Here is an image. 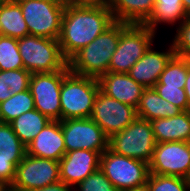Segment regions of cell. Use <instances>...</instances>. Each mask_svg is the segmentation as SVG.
<instances>
[{
    "mask_svg": "<svg viewBox=\"0 0 190 191\" xmlns=\"http://www.w3.org/2000/svg\"><path fill=\"white\" fill-rule=\"evenodd\" d=\"M114 22L115 19L109 7H66L62 16L61 32L58 39L63 56L69 60Z\"/></svg>",
    "mask_w": 190,
    "mask_h": 191,
    "instance_id": "cell-1",
    "label": "cell"
},
{
    "mask_svg": "<svg viewBox=\"0 0 190 191\" xmlns=\"http://www.w3.org/2000/svg\"><path fill=\"white\" fill-rule=\"evenodd\" d=\"M126 25L127 23L115 21L68 60L69 70L78 75L97 79L108 72L112 55L118 46L120 33Z\"/></svg>",
    "mask_w": 190,
    "mask_h": 191,
    "instance_id": "cell-2",
    "label": "cell"
},
{
    "mask_svg": "<svg viewBox=\"0 0 190 191\" xmlns=\"http://www.w3.org/2000/svg\"><path fill=\"white\" fill-rule=\"evenodd\" d=\"M100 87L97 78L64 70L60 92L61 120L90 118Z\"/></svg>",
    "mask_w": 190,
    "mask_h": 191,
    "instance_id": "cell-3",
    "label": "cell"
},
{
    "mask_svg": "<svg viewBox=\"0 0 190 191\" xmlns=\"http://www.w3.org/2000/svg\"><path fill=\"white\" fill-rule=\"evenodd\" d=\"M17 43L24 69L31 74L51 73L69 68L58 40L29 34L17 39Z\"/></svg>",
    "mask_w": 190,
    "mask_h": 191,
    "instance_id": "cell-4",
    "label": "cell"
},
{
    "mask_svg": "<svg viewBox=\"0 0 190 191\" xmlns=\"http://www.w3.org/2000/svg\"><path fill=\"white\" fill-rule=\"evenodd\" d=\"M158 36L144 24H127L120 33L117 49L112 55L108 72L129 73Z\"/></svg>",
    "mask_w": 190,
    "mask_h": 191,
    "instance_id": "cell-5",
    "label": "cell"
},
{
    "mask_svg": "<svg viewBox=\"0 0 190 191\" xmlns=\"http://www.w3.org/2000/svg\"><path fill=\"white\" fill-rule=\"evenodd\" d=\"M156 140L150 121L137 117L122 131L109 137L108 148L120 155L150 163Z\"/></svg>",
    "mask_w": 190,
    "mask_h": 191,
    "instance_id": "cell-6",
    "label": "cell"
},
{
    "mask_svg": "<svg viewBox=\"0 0 190 191\" xmlns=\"http://www.w3.org/2000/svg\"><path fill=\"white\" fill-rule=\"evenodd\" d=\"M100 169L119 191L145 186L149 164L105 150L100 157Z\"/></svg>",
    "mask_w": 190,
    "mask_h": 191,
    "instance_id": "cell-7",
    "label": "cell"
},
{
    "mask_svg": "<svg viewBox=\"0 0 190 191\" xmlns=\"http://www.w3.org/2000/svg\"><path fill=\"white\" fill-rule=\"evenodd\" d=\"M22 9L23 18L29 34L59 39L64 7L58 3L43 0L17 1Z\"/></svg>",
    "mask_w": 190,
    "mask_h": 191,
    "instance_id": "cell-8",
    "label": "cell"
},
{
    "mask_svg": "<svg viewBox=\"0 0 190 191\" xmlns=\"http://www.w3.org/2000/svg\"><path fill=\"white\" fill-rule=\"evenodd\" d=\"M60 181L59 161L26 154L16 167L11 188L32 191Z\"/></svg>",
    "mask_w": 190,
    "mask_h": 191,
    "instance_id": "cell-9",
    "label": "cell"
},
{
    "mask_svg": "<svg viewBox=\"0 0 190 191\" xmlns=\"http://www.w3.org/2000/svg\"><path fill=\"white\" fill-rule=\"evenodd\" d=\"M64 70L51 73H33L29 90L34 98L35 109L51 121H61L60 92Z\"/></svg>",
    "mask_w": 190,
    "mask_h": 191,
    "instance_id": "cell-10",
    "label": "cell"
},
{
    "mask_svg": "<svg viewBox=\"0 0 190 191\" xmlns=\"http://www.w3.org/2000/svg\"><path fill=\"white\" fill-rule=\"evenodd\" d=\"M66 152L85 149L104 152L108 149L109 137L91 118L61 120Z\"/></svg>",
    "mask_w": 190,
    "mask_h": 191,
    "instance_id": "cell-11",
    "label": "cell"
},
{
    "mask_svg": "<svg viewBox=\"0 0 190 191\" xmlns=\"http://www.w3.org/2000/svg\"><path fill=\"white\" fill-rule=\"evenodd\" d=\"M137 117L135 107L111 98L100 90L90 116L108 137L122 131Z\"/></svg>",
    "mask_w": 190,
    "mask_h": 191,
    "instance_id": "cell-12",
    "label": "cell"
},
{
    "mask_svg": "<svg viewBox=\"0 0 190 191\" xmlns=\"http://www.w3.org/2000/svg\"><path fill=\"white\" fill-rule=\"evenodd\" d=\"M190 171V142L156 143L149 172L186 178Z\"/></svg>",
    "mask_w": 190,
    "mask_h": 191,
    "instance_id": "cell-13",
    "label": "cell"
},
{
    "mask_svg": "<svg viewBox=\"0 0 190 191\" xmlns=\"http://www.w3.org/2000/svg\"><path fill=\"white\" fill-rule=\"evenodd\" d=\"M168 41L165 46H162L158 44L159 41L157 42L156 40L145 54L131 67L128 74L144 88L154 87L161 73L165 70L167 63L175 55L173 46L170 40Z\"/></svg>",
    "mask_w": 190,
    "mask_h": 191,
    "instance_id": "cell-14",
    "label": "cell"
},
{
    "mask_svg": "<svg viewBox=\"0 0 190 191\" xmlns=\"http://www.w3.org/2000/svg\"><path fill=\"white\" fill-rule=\"evenodd\" d=\"M103 152L77 149L66 152L59 160L60 180L72 188L90 174L100 169V157Z\"/></svg>",
    "mask_w": 190,
    "mask_h": 191,
    "instance_id": "cell-15",
    "label": "cell"
},
{
    "mask_svg": "<svg viewBox=\"0 0 190 191\" xmlns=\"http://www.w3.org/2000/svg\"><path fill=\"white\" fill-rule=\"evenodd\" d=\"M26 155V146L14 133L10 123L0 122V182L11 186L16 167Z\"/></svg>",
    "mask_w": 190,
    "mask_h": 191,
    "instance_id": "cell-16",
    "label": "cell"
},
{
    "mask_svg": "<svg viewBox=\"0 0 190 191\" xmlns=\"http://www.w3.org/2000/svg\"><path fill=\"white\" fill-rule=\"evenodd\" d=\"M100 91L122 103L138 107L143 90L128 73L106 72L98 78Z\"/></svg>",
    "mask_w": 190,
    "mask_h": 191,
    "instance_id": "cell-17",
    "label": "cell"
},
{
    "mask_svg": "<svg viewBox=\"0 0 190 191\" xmlns=\"http://www.w3.org/2000/svg\"><path fill=\"white\" fill-rule=\"evenodd\" d=\"M66 153L60 121H50L27 145L26 154L59 161Z\"/></svg>",
    "mask_w": 190,
    "mask_h": 191,
    "instance_id": "cell-18",
    "label": "cell"
},
{
    "mask_svg": "<svg viewBox=\"0 0 190 191\" xmlns=\"http://www.w3.org/2000/svg\"><path fill=\"white\" fill-rule=\"evenodd\" d=\"M156 143L190 142V111L150 121Z\"/></svg>",
    "mask_w": 190,
    "mask_h": 191,
    "instance_id": "cell-19",
    "label": "cell"
},
{
    "mask_svg": "<svg viewBox=\"0 0 190 191\" xmlns=\"http://www.w3.org/2000/svg\"><path fill=\"white\" fill-rule=\"evenodd\" d=\"M187 16L182 0H156L153 12L144 25L160 36L159 28L168 27L167 29L175 30Z\"/></svg>",
    "mask_w": 190,
    "mask_h": 191,
    "instance_id": "cell-20",
    "label": "cell"
},
{
    "mask_svg": "<svg viewBox=\"0 0 190 191\" xmlns=\"http://www.w3.org/2000/svg\"><path fill=\"white\" fill-rule=\"evenodd\" d=\"M156 0H111L110 10L115 21L144 24L153 12Z\"/></svg>",
    "mask_w": 190,
    "mask_h": 191,
    "instance_id": "cell-21",
    "label": "cell"
},
{
    "mask_svg": "<svg viewBox=\"0 0 190 191\" xmlns=\"http://www.w3.org/2000/svg\"><path fill=\"white\" fill-rule=\"evenodd\" d=\"M137 109L139 118L151 121L154 119L174 117L182 110L163 99L154 88H145Z\"/></svg>",
    "mask_w": 190,
    "mask_h": 191,
    "instance_id": "cell-22",
    "label": "cell"
},
{
    "mask_svg": "<svg viewBox=\"0 0 190 191\" xmlns=\"http://www.w3.org/2000/svg\"><path fill=\"white\" fill-rule=\"evenodd\" d=\"M0 35L11 38H22L29 35L22 9L15 0H6L0 13Z\"/></svg>",
    "mask_w": 190,
    "mask_h": 191,
    "instance_id": "cell-23",
    "label": "cell"
},
{
    "mask_svg": "<svg viewBox=\"0 0 190 191\" xmlns=\"http://www.w3.org/2000/svg\"><path fill=\"white\" fill-rule=\"evenodd\" d=\"M50 121L40 111L33 109L15 118L10 125L20 141L27 147Z\"/></svg>",
    "mask_w": 190,
    "mask_h": 191,
    "instance_id": "cell-24",
    "label": "cell"
},
{
    "mask_svg": "<svg viewBox=\"0 0 190 191\" xmlns=\"http://www.w3.org/2000/svg\"><path fill=\"white\" fill-rule=\"evenodd\" d=\"M35 109L34 98L29 89L13 93L0 103V122L10 123L21 114Z\"/></svg>",
    "mask_w": 190,
    "mask_h": 191,
    "instance_id": "cell-25",
    "label": "cell"
},
{
    "mask_svg": "<svg viewBox=\"0 0 190 191\" xmlns=\"http://www.w3.org/2000/svg\"><path fill=\"white\" fill-rule=\"evenodd\" d=\"M189 69L190 58L174 55L167 63L156 84H164L166 87L184 88Z\"/></svg>",
    "mask_w": 190,
    "mask_h": 191,
    "instance_id": "cell-26",
    "label": "cell"
},
{
    "mask_svg": "<svg viewBox=\"0 0 190 191\" xmlns=\"http://www.w3.org/2000/svg\"><path fill=\"white\" fill-rule=\"evenodd\" d=\"M23 60L21 58L16 38L0 35V70L23 69Z\"/></svg>",
    "mask_w": 190,
    "mask_h": 191,
    "instance_id": "cell-27",
    "label": "cell"
},
{
    "mask_svg": "<svg viewBox=\"0 0 190 191\" xmlns=\"http://www.w3.org/2000/svg\"><path fill=\"white\" fill-rule=\"evenodd\" d=\"M146 187L148 191H190L186 178L150 173Z\"/></svg>",
    "mask_w": 190,
    "mask_h": 191,
    "instance_id": "cell-28",
    "label": "cell"
},
{
    "mask_svg": "<svg viewBox=\"0 0 190 191\" xmlns=\"http://www.w3.org/2000/svg\"><path fill=\"white\" fill-rule=\"evenodd\" d=\"M173 31L169 39L175 55L190 58V15Z\"/></svg>",
    "mask_w": 190,
    "mask_h": 191,
    "instance_id": "cell-29",
    "label": "cell"
},
{
    "mask_svg": "<svg viewBox=\"0 0 190 191\" xmlns=\"http://www.w3.org/2000/svg\"><path fill=\"white\" fill-rule=\"evenodd\" d=\"M73 191H119L106 175L98 169L81 181Z\"/></svg>",
    "mask_w": 190,
    "mask_h": 191,
    "instance_id": "cell-30",
    "label": "cell"
},
{
    "mask_svg": "<svg viewBox=\"0 0 190 191\" xmlns=\"http://www.w3.org/2000/svg\"><path fill=\"white\" fill-rule=\"evenodd\" d=\"M153 88L163 99L171 102L182 111H188L187 96L184 88L166 87L164 84H155Z\"/></svg>",
    "mask_w": 190,
    "mask_h": 191,
    "instance_id": "cell-31",
    "label": "cell"
},
{
    "mask_svg": "<svg viewBox=\"0 0 190 191\" xmlns=\"http://www.w3.org/2000/svg\"><path fill=\"white\" fill-rule=\"evenodd\" d=\"M31 73L27 70H7V81L12 93H19L29 89Z\"/></svg>",
    "mask_w": 190,
    "mask_h": 191,
    "instance_id": "cell-32",
    "label": "cell"
},
{
    "mask_svg": "<svg viewBox=\"0 0 190 191\" xmlns=\"http://www.w3.org/2000/svg\"><path fill=\"white\" fill-rule=\"evenodd\" d=\"M13 93L9 88L7 81V70L0 71V103L11 97Z\"/></svg>",
    "mask_w": 190,
    "mask_h": 191,
    "instance_id": "cell-33",
    "label": "cell"
},
{
    "mask_svg": "<svg viewBox=\"0 0 190 191\" xmlns=\"http://www.w3.org/2000/svg\"><path fill=\"white\" fill-rule=\"evenodd\" d=\"M32 191H73V188L60 180L56 183Z\"/></svg>",
    "mask_w": 190,
    "mask_h": 191,
    "instance_id": "cell-34",
    "label": "cell"
},
{
    "mask_svg": "<svg viewBox=\"0 0 190 191\" xmlns=\"http://www.w3.org/2000/svg\"><path fill=\"white\" fill-rule=\"evenodd\" d=\"M111 0H82V6L110 7Z\"/></svg>",
    "mask_w": 190,
    "mask_h": 191,
    "instance_id": "cell-35",
    "label": "cell"
},
{
    "mask_svg": "<svg viewBox=\"0 0 190 191\" xmlns=\"http://www.w3.org/2000/svg\"><path fill=\"white\" fill-rule=\"evenodd\" d=\"M58 4L64 8L72 6H82V0H58Z\"/></svg>",
    "mask_w": 190,
    "mask_h": 191,
    "instance_id": "cell-36",
    "label": "cell"
},
{
    "mask_svg": "<svg viewBox=\"0 0 190 191\" xmlns=\"http://www.w3.org/2000/svg\"><path fill=\"white\" fill-rule=\"evenodd\" d=\"M184 90H185V93L187 96L188 111H190V69L188 70V73H187L186 84H185Z\"/></svg>",
    "mask_w": 190,
    "mask_h": 191,
    "instance_id": "cell-37",
    "label": "cell"
},
{
    "mask_svg": "<svg viewBox=\"0 0 190 191\" xmlns=\"http://www.w3.org/2000/svg\"><path fill=\"white\" fill-rule=\"evenodd\" d=\"M182 6L187 15H190V0H182Z\"/></svg>",
    "mask_w": 190,
    "mask_h": 191,
    "instance_id": "cell-38",
    "label": "cell"
},
{
    "mask_svg": "<svg viewBox=\"0 0 190 191\" xmlns=\"http://www.w3.org/2000/svg\"><path fill=\"white\" fill-rule=\"evenodd\" d=\"M126 191H148V188L145 186L139 187V188H134L131 190H126Z\"/></svg>",
    "mask_w": 190,
    "mask_h": 191,
    "instance_id": "cell-39",
    "label": "cell"
},
{
    "mask_svg": "<svg viewBox=\"0 0 190 191\" xmlns=\"http://www.w3.org/2000/svg\"><path fill=\"white\" fill-rule=\"evenodd\" d=\"M2 191H18V190H15L11 188L10 186H6Z\"/></svg>",
    "mask_w": 190,
    "mask_h": 191,
    "instance_id": "cell-40",
    "label": "cell"
},
{
    "mask_svg": "<svg viewBox=\"0 0 190 191\" xmlns=\"http://www.w3.org/2000/svg\"><path fill=\"white\" fill-rule=\"evenodd\" d=\"M15 1H21V0H15ZM43 1L52 2V3H58V0H43Z\"/></svg>",
    "mask_w": 190,
    "mask_h": 191,
    "instance_id": "cell-41",
    "label": "cell"
},
{
    "mask_svg": "<svg viewBox=\"0 0 190 191\" xmlns=\"http://www.w3.org/2000/svg\"><path fill=\"white\" fill-rule=\"evenodd\" d=\"M186 181H187L188 185L190 186V171H189L188 176L186 177Z\"/></svg>",
    "mask_w": 190,
    "mask_h": 191,
    "instance_id": "cell-42",
    "label": "cell"
},
{
    "mask_svg": "<svg viewBox=\"0 0 190 191\" xmlns=\"http://www.w3.org/2000/svg\"><path fill=\"white\" fill-rule=\"evenodd\" d=\"M6 186L3 183H0V191H2Z\"/></svg>",
    "mask_w": 190,
    "mask_h": 191,
    "instance_id": "cell-43",
    "label": "cell"
},
{
    "mask_svg": "<svg viewBox=\"0 0 190 191\" xmlns=\"http://www.w3.org/2000/svg\"><path fill=\"white\" fill-rule=\"evenodd\" d=\"M5 2H0V13H1V10H2V6Z\"/></svg>",
    "mask_w": 190,
    "mask_h": 191,
    "instance_id": "cell-44",
    "label": "cell"
}]
</instances>
